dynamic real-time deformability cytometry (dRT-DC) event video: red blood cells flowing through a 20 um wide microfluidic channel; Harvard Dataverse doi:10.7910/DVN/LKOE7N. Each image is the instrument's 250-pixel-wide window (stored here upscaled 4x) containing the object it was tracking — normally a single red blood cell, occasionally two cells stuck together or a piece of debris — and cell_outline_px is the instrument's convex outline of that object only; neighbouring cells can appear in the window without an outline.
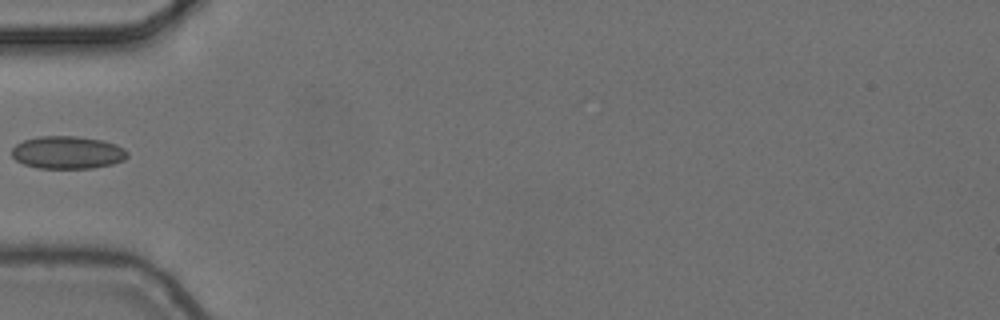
{"species": "common noctule bat (a hibernating species)", "species_latin": "Nyctalus noctula", "temperature_condition": "cold", "stored_images_in_passage": 6, "camera_frame_rate_fps": 3000, "um_per_image_px": 0.085, "animal": {"sex": "female", "body_mass_g": 24.6, "forearm_length_mm": 56.2}, "frame": {"image": 1, "passage_image": 6, "time_ms": 1.667, "image_size_px": [1000, 320], "cell_outline_px": [[128, 156], [124, 160], [112, 164], [92, 168], [36, 168], [24, 164], [16, 160], [12, 156], [12, 148], [16, 144], [24, 140], [40, 136], [76, 136], [104, 140], [116, 144], [124, 148], [128, 152]], "centroid_in_image_um": [5.76, 12.96], "position_along_channel_um": 79.2, "area_um2": 22.14}}